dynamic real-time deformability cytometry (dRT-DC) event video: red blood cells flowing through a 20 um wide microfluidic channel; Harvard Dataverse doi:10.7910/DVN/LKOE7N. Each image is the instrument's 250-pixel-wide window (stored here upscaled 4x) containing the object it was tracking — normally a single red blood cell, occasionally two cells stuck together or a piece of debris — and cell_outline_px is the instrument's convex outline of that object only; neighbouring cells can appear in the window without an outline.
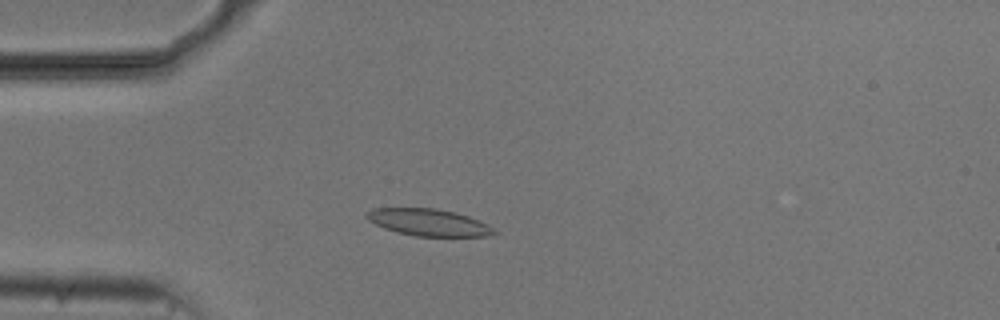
{"species": "common noctule bat (a hibernating species)", "species_latin": "Nyctalus noctula", "temperature_condition": "cold", "stored_images_in_passage": 51, "camera_frame_rate_fps": 3000, "um_per_image_px": 0.085, "animal": {"sex": "male", "body_mass_g": 20.5, "forearm_length_mm": 52.5}, "frame": {"image": 1, "passage_image": 12, "time_ms": 3.667, "image_size_px": [1000, 320], "cell_outline_px": [[496, 232], [488, 236], [416, 236], [396, 232], [384, 228], [368, 220], [364, 216], [364, 212], [372, 208], [436, 208], [456, 212], [468, 216], [492, 228]], "centroid_in_image_um": [36.33, 18.89], "position_along_channel_um": 48.7, "area_um2": 19.88}}
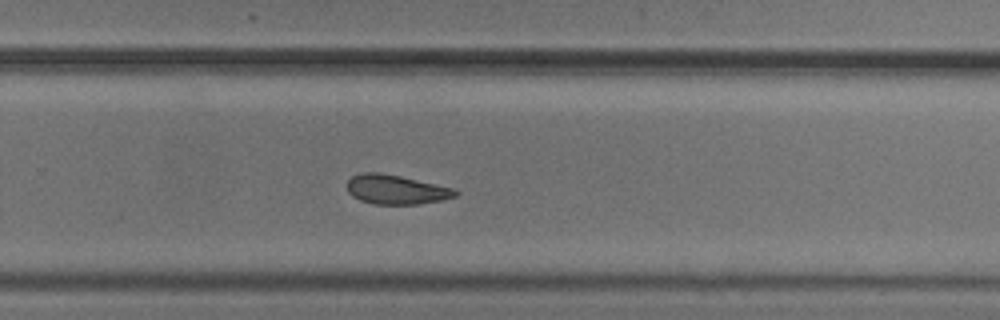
{"frame": {"image": 2, "passage_image": 33, "time_ms": 10.667, "image_size_px": [1000, 320], "cell_outline_px": [[460, 192], [456, 196], [440, 200], [420, 204], [372, 204], [360, 200], [352, 196], [348, 192], [348, 180], [352, 176], [360, 172], [380, 172], [400, 176], [456, 188]], "centroid_in_image_um": [33.68, 16.1], "position_along_channel_um": 296.1, "area_um2": 18.67}}
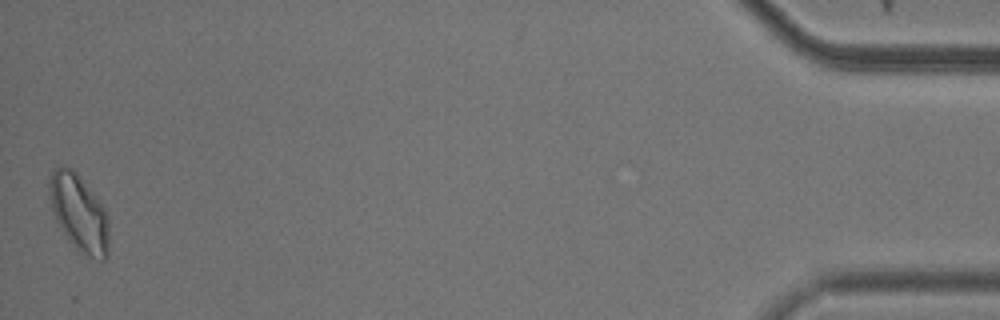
{"frame": {"image": 3, "passage_image": 51, "time_ms": 16.667, "image_size_px": [1000, 320], "cell_outline_px": [[108, 256], [104, 260], [100, 260], [84, 256], [68, 240], [56, 220], [52, 208], [48, 184], [48, 176], [52, 168], [64, 164], [72, 168], [76, 172], [96, 196], [104, 208], [108, 216]], "centroid_in_image_um": [6.7, 18.07], "position_along_channel_um": 428.5, "area_um2": 26.99}, "authors_computed_cell_mechanics": {"area_um2": 19.8832, "velocity_mm_per_s": 3.7267, "shape_relaxation_time_tau1_ms": 3.0383, "shape_relaxation_time_tau2_ms": 3.047, "deformation_change_tau1": 0.0946, "deformation_change_tau2": 0.0832}}